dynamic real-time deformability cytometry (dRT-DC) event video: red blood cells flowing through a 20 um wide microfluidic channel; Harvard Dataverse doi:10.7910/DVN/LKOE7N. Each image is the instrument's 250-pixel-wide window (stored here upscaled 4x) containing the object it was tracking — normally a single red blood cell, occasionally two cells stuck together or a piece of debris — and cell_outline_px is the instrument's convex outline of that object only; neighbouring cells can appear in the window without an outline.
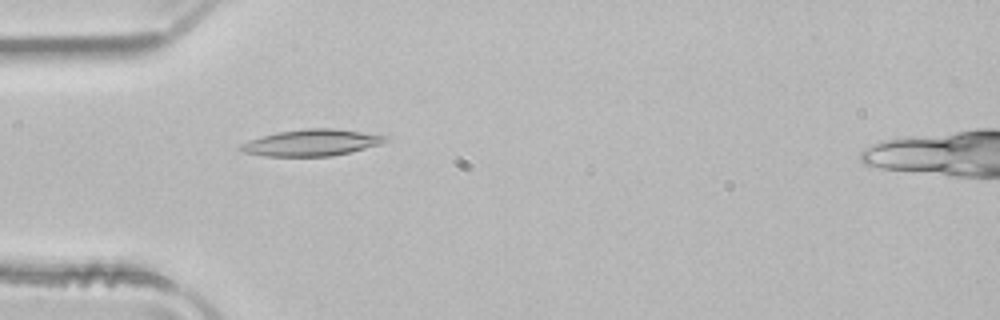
{"species": "common noctule bat (a hibernating species)", "species_latin": "Nyctalus noctula", "temperature_condition": "room temperature", "stored_images_in_passage": 51, "camera_frame_rate_fps": 3000, "um_per_image_px": 0.085, "animal": {"sex": "male", "body_mass_g": 21.5, "forearm_length_mm": 52.0}, "frame": {"image": 1, "passage_image": 15, "time_ms": 4.667, "image_size_px": [1000, 320], "cell_outline_px": [[392, 136], [388, 140], [380, 144], [352, 152], [332, 156], [264, 156], [244, 152], [236, 148], [240, 144], [248, 140], [280, 132], [304, 128], [336, 128]], "centroid_in_image_um": [26.53, 12.12], "position_along_channel_um": 58.5, "area_um2": 22.54}}
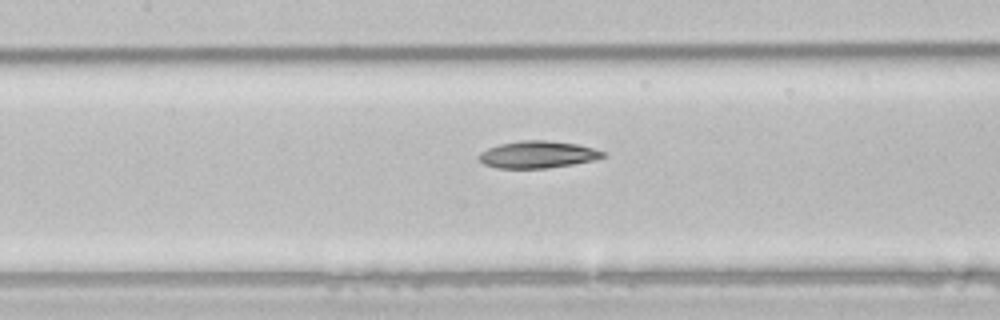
{"frame": {"image": 2, "passage_image": 23, "time_ms": 7.333, "image_size_px": [1000, 320], "cell_outline_px": [[608, 156], [592, 160], [572, 164], [548, 168], [496, 168], [484, 164], [480, 160], [480, 152], [488, 148], [500, 144], [520, 140], [548, 140], [576, 144], [608, 152]], "centroid_in_image_um": [45.73, 13.13], "position_along_channel_um": 161.7, "area_um2": 19.54}}
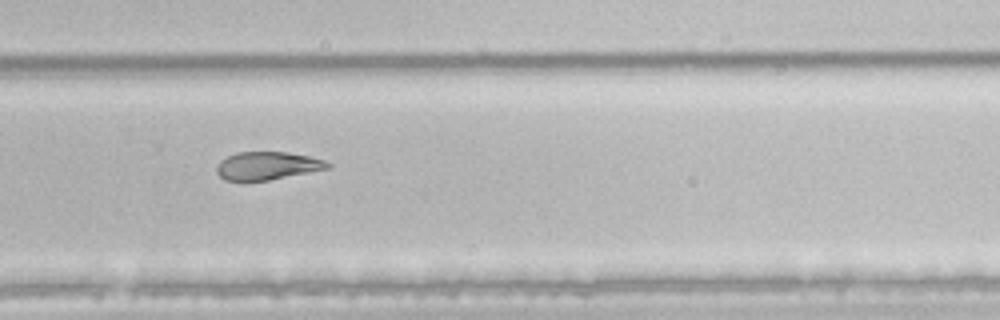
{"frame": {"image": 3, "passage_image": 34, "time_ms": 11.0, "image_size_px": [1000, 320], "cell_outline_px": [[332, 164], [328, 168], [268, 180], [224, 180], [216, 172], [216, 168], [220, 160], [236, 152], [288, 152], [308, 156], [324, 160]], "centroid_in_image_um": [22.69, 14.08], "position_along_channel_um": 307.1, "area_um2": 17.86}, "authors_computed_cell_mechanics": {"area_um2": 21.6172, "velocity_mm_per_s": 3.987, "shape_relaxation_time_tau1_ms": null, "shape_relaxation_time_tau2_ms": 8.5349, "deformation_change_tau1": null, "deformation_change_tau2": 0.181}}